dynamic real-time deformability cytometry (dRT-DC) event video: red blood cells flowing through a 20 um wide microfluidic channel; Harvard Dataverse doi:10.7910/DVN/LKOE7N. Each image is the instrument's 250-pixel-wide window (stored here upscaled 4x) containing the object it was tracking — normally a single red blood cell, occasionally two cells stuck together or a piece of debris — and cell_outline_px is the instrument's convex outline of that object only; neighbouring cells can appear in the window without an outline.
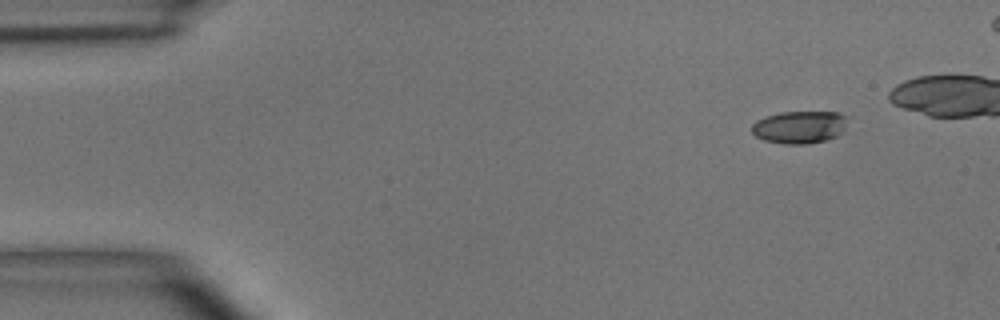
{"species": "common noctule bat (a hibernating species)", "species_latin": "Nyctalus noctula", "temperature_condition": "room temperature", "stored_images_in_passage": 5, "camera_frame_rate_fps": 3000, "um_per_image_px": 0.085, "animal": {"sex": "male", "body_mass_g": 15.6}, "frame": {"image": 1, "passage_image": 1, "time_ms": 0.0, "image_size_px": [1000, 320], "cell_outline_px": [[852, 116], [844, 132], [836, 136], [824, 140], [804, 144], [784, 144], [764, 140], [756, 136], [752, 132], [752, 124], [756, 120], [764, 116], [780, 112], [836, 112]], "centroid_in_image_um": [68.02, 10.78], "position_along_channel_um": 17.0, "area_um2": 18.55}}